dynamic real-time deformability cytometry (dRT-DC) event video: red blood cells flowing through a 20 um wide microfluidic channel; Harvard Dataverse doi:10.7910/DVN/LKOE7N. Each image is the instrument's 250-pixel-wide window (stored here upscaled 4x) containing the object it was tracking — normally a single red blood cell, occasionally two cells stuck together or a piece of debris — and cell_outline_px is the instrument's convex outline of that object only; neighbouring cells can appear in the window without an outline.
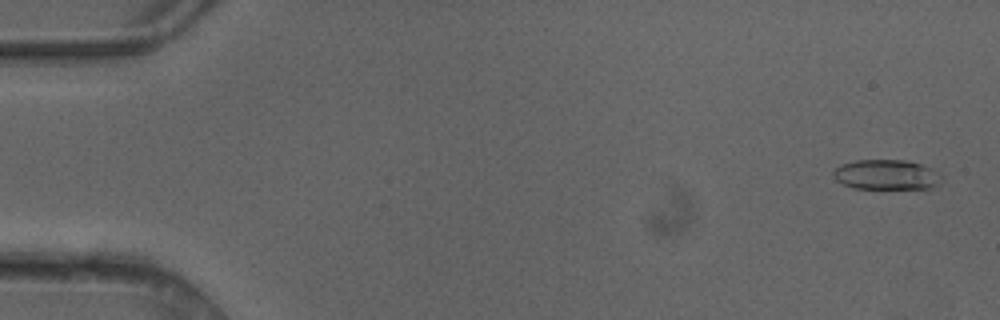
{"species": "common noctule bat (a hibernating species)", "species_latin": "Nyctalus noctula", "temperature_condition": "cold", "stored_images_in_passage": 6, "camera_frame_rate_fps": 3000, "um_per_image_px": 0.085, "animal": {"sex": "female"}, "frame": {"image": 1, "passage_image": 1, "time_ms": 0.0, "image_size_px": [1000, 320], "cell_outline_px": [[944, 180], [932, 188], [852, 188], [836, 180], [832, 176], [832, 172], [840, 164], [856, 160], [904, 160], [920, 164], [932, 168]], "centroid_in_image_um": [75.32, 14.84], "position_along_channel_um": 9.7, "area_um2": 18.9}}
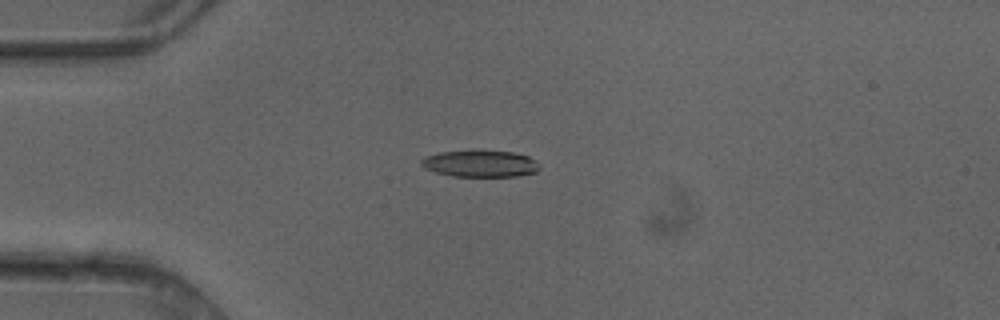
{"frame": {"image": 2, "passage_image": 4, "time_ms": 1.0, "image_size_px": [1000, 320], "cell_outline_px": [[540, 168], [536, 172], [516, 176], [452, 176], [436, 172], [424, 168], [420, 164], [420, 160], [424, 156], [440, 152], [512, 152], [528, 156], [536, 160]], "centroid_in_image_um": [40.81, 13.93], "position_along_channel_um": 44.2, "area_um2": 17.98}}
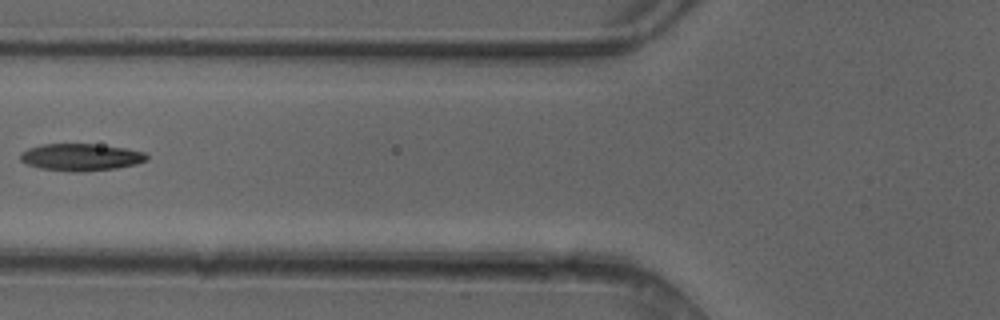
{"frame": {"image": 3, "passage_image": 6, "time_ms": 1.667, "image_size_px": [1000, 320], "cell_outline_px": [[148, 160], [136, 164], [116, 168], [84, 172], [72, 172], [40, 168], [28, 164], [20, 160], [20, 156], [28, 148], [40, 144], [92, 144], [124, 148], [144, 152], [148, 156]], "centroid_in_image_um": [6.88, 13.37], "position_along_channel_um": 118.9, "area_um2": 19.88}}